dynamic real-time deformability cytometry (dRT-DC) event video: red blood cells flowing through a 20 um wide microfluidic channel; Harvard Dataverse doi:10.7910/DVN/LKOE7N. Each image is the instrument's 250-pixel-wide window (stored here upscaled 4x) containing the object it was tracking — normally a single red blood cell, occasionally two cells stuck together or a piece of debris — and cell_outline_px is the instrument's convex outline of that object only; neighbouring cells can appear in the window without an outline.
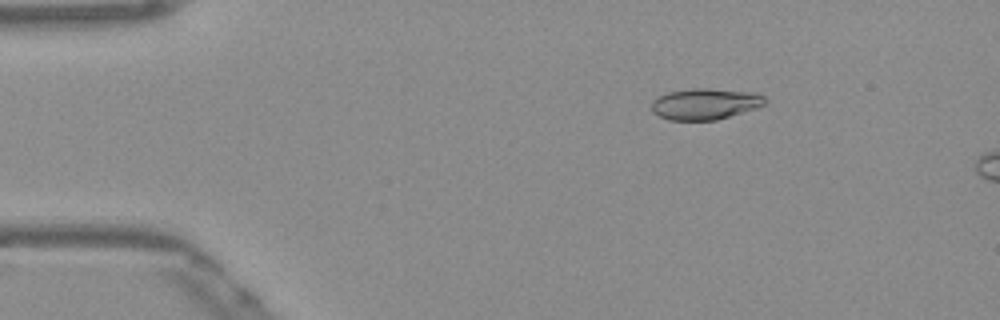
{"species": "Egyptian fruit bat (a non-hibernating species)", "species_latin": "Rousettus aegyptiacus", "temperature_condition": "warm", "stored_images_in_passage": 13, "camera_frame_rate_fps": 3000, "um_per_image_px": 0.085, "frame": {"image": 1, "passage_image": 8, "time_ms": 2.333, "image_size_px": [1000, 320], "cell_outline_px": [[764, 104], [756, 108], [716, 120], [668, 120], [652, 112], [652, 100], [656, 96], [668, 92], [692, 88], [708, 88], [756, 92], [764, 96]], "centroid_in_image_um": [59.9, 8.82], "position_along_channel_um": 25.1, "area_um2": 20.69}}